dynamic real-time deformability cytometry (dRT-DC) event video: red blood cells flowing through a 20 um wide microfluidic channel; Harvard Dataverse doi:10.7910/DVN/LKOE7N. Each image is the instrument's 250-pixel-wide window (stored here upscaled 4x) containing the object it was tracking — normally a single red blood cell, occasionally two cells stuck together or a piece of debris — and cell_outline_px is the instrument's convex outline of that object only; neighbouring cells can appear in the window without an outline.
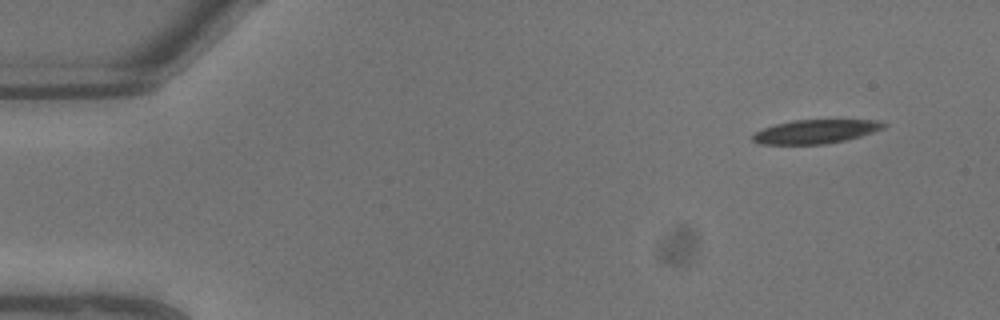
{"species": "common noctule bat (a hibernating species)", "species_latin": "Nyctalus noctula", "temperature_condition": "warm", "stored_images_in_passage": 7, "camera_frame_rate_fps": 3000, "um_per_image_px": 0.085, "animal": {"sex": "male", "body_mass_g": 13.3}, "frame": {"image": 1, "passage_image": 1, "time_ms": 0.0, "image_size_px": [1000, 320], "cell_outline_px": [[888, 124], [884, 128], [848, 140], [824, 144], [760, 144], [752, 140], [752, 136], [756, 132], [764, 128], [776, 124], [792, 120], [880, 120]], "centroid_in_image_um": [69.36, 11.18], "position_along_channel_um": 15.6, "area_um2": 18.15}}
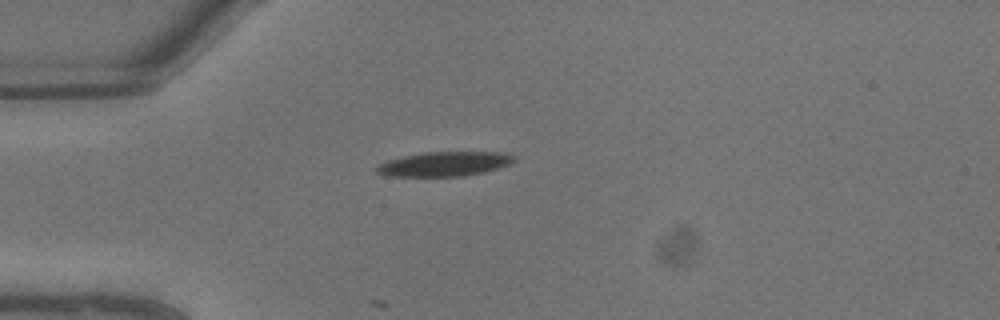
{"frame": {"image": 2, "passage_image": 5, "time_ms": 1.333, "image_size_px": [1000, 320], "cell_outline_px": [[516, 160], [508, 164], [484, 172], [464, 176], [384, 176], [376, 172], [376, 164], [388, 160], [404, 156], [424, 152], [504, 152], [516, 156]], "centroid_in_image_um": [37.75, 13.93], "position_along_channel_um": 47.3, "area_um2": 19.65}}
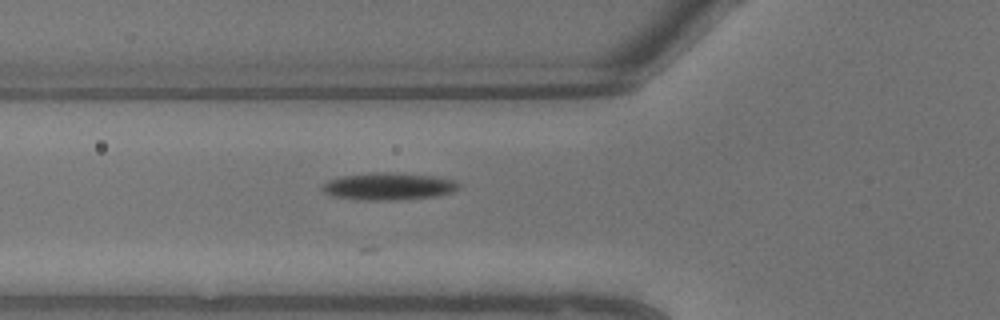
{"frame": {"image": 3, "passage_image": 7, "time_ms": 2.0, "image_size_px": [1000, 320], "cell_outline_px": [[460, 188], [452, 192], [432, 196], [396, 200], [356, 200], [332, 196], [324, 192], [320, 188], [320, 184], [328, 180], [340, 176], [384, 172], [392, 172], [436, 176], [456, 180], [460, 184]], "centroid_in_image_um": [32.99, 15.84], "position_along_channel_um": 92.8, "area_um2": 21.85}}